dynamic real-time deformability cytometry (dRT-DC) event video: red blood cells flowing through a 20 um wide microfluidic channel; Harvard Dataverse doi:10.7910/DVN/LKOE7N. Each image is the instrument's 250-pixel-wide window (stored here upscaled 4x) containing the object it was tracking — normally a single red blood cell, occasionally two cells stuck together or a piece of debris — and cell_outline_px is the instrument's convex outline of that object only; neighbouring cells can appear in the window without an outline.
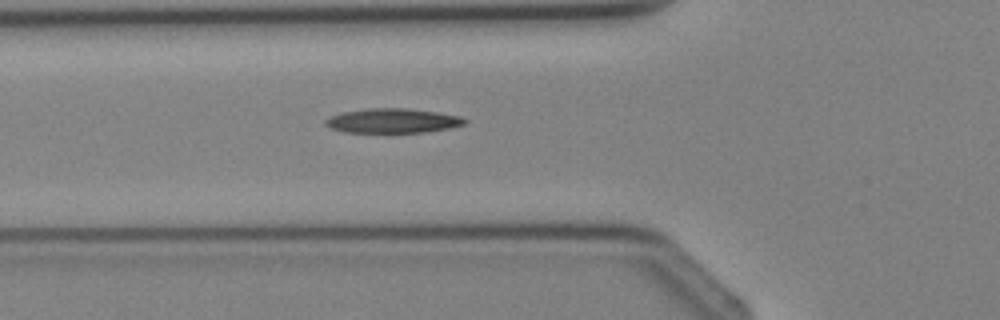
{"species": "Egyptian fruit bat (a non-hibernating species)", "species_latin": "Rousettus aegyptiacus", "temperature_condition": "cold", "stored_images_in_passage": 6, "camera_frame_rate_fps": 3000, "um_per_image_px": 0.085, "animal": {"sex": "female"}, "frame": {"image": 1, "passage_image": 6, "time_ms": 6.667, "image_size_px": [1000, 320], "cell_outline_px": [[468, 120], [464, 124], [448, 128], [424, 132], [344, 132], [332, 128], [324, 124], [324, 120], [332, 116], [344, 112], [368, 108], [404, 108], [436, 112], [460, 116]], "centroid_in_image_um": [33.37, 10.26], "position_along_channel_um": 92.4, "area_um2": 19.59}}